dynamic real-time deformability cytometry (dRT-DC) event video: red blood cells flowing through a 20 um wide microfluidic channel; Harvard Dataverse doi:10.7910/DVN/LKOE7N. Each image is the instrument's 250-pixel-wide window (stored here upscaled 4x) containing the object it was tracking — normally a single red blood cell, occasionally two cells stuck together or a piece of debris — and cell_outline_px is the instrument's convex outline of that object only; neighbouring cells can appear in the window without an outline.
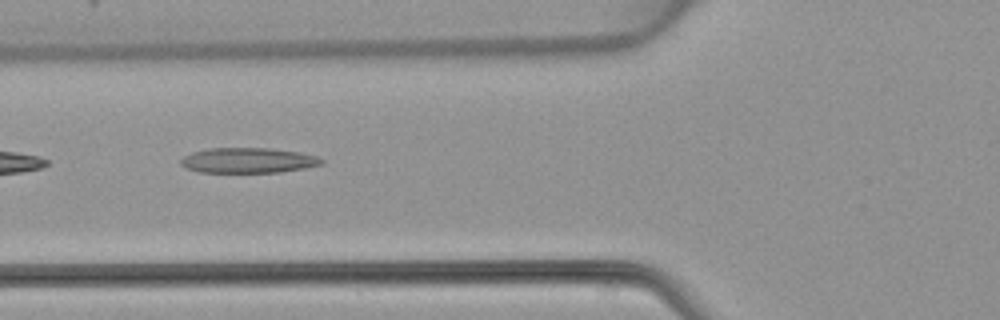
{"species": "common noctule bat (a hibernating species)", "species_latin": "Nyctalus noctula", "temperature_condition": "warm", "stored_images_in_passage": 6, "camera_frame_rate_fps": 3000, "um_per_image_px": 0.085, "animal": {"sex": "female", "body_mass_g": 22.7, "forearm_length_mm": 54.2}, "frame": {"image": 1, "passage_image": 5, "time_ms": 5.0, "image_size_px": [1000, 320], "cell_outline_px": [[324, 164], [304, 168], [280, 172], [200, 172], [188, 168], [180, 164], [180, 160], [184, 156], [192, 152], [212, 148], [272, 148], [300, 152], [316, 156], [324, 160]], "centroid_in_image_um": [21.12, 13.63], "position_along_channel_um": 104.7, "area_um2": 20.63}}
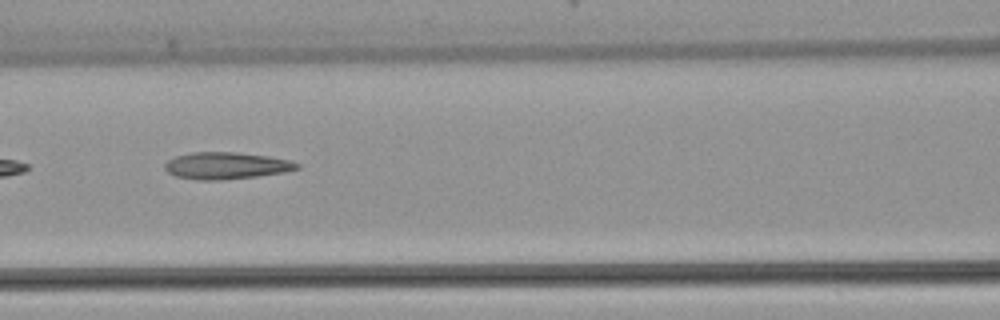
{"frame": {"image": 2, "passage_image": 6, "time_ms": 6.0, "image_size_px": [1000, 320], "cell_outline_px": [[300, 168], [284, 172], [256, 176], [220, 180], [196, 180], [176, 176], [168, 172], [164, 168], [164, 164], [168, 160], [176, 156], [192, 152], [236, 152], [268, 156], [292, 160], [300, 164]], "centroid_in_image_um": [19.24, 14.08], "position_along_channel_um": 147.4, "area_um2": 20.75}}